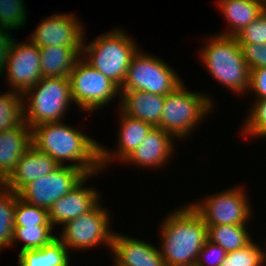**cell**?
Instances as JSON below:
<instances>
[{
	"label": "cell",
	"instance_id": "obj_1",
	"mask_svg": "<svg viewBox=\"0 0 266 266\" xmlns=\"http://www.w3.org/2000/svg\"><path fill=\"white\" fill-rule=\"evenodd\" d=\"M32 143L38 150L51 156L60 166L68 164L92 175L102 170L100 144L63 121L44 123L32 128Z\"/></svg>",
	"mask_w": 266,
	"mask_h": 266
},
{
	"label": "cell",
	"instance_id": "obj_2",
	"mask_svg": "<svg viewBox=\"0 0 266 266\" xmlns=\"http://www.w3.org/2000/svg\"><path fill=\"white\" fill-rule=\"evenodd\" d=\"M160 253L167 266H195L208 239L207 225L191 205L172 212L161 225Z\"/></svg>",
	"mask_w": 266,
	"mask_h": 266
},
{
	"label": "cell",
	"instance_id": "obj_3",
	"mask_svg": "<svg viewBox=\"0 0 266 266\" xmlns=\"http://www.w3.org/2000/svg\"><path fill=\"white\" fill-rule=\"evenodd\" d=\"M200 54L207 71L238 94L248 91L250 70L235 36L214 35Z\"/></svg>",
	"mask_w": 266,
	"mask_h": 266
},
{
	"label": "cell",
	"instance_id": "obj_4",
	"mask_svg": "<svg viewBox=\"0 0 266 266\" xmlns=\"http://www.w3.org/2000/svg\"><path fill=\"white\" fill-rule=\"evenodd\" d=\"M123 30H112L86 45L82 55L85 61L121 88L133 55L138 51L137 43ZM86 46V47H85Z\"/></svg>",
	"mask_w": 266,
	"mask_h": 266
},
{
	"label": "cell",
	"instance_id": "obj_5",
	"mask_svg": "<svg viewBox=\"0 0 266 266\" xmlns=\"http://www.w3.org/2000/svg\"><path fill=\"white\" fill-rule=\"evenodd\" d=\"M23 97L28 99V102L24 100L23 107L24 122L29 127L60 122L73 101L70 79L69 77H42L23 93ZM25 102L28 103L26 106Z\"/></svg>",
	"mask_w": 266,
	"mask_h": 266
},
{
	"label": "cell",
	"instance_id": "obj_6",
	"mask_svg": "<svg viewBox=\"0 0 266 266\" xmlns=\"http://www.w3.org/2000/svg\"><path fill=\"white\" fill-rule=\"evenodd\" d=\"M183 84L182 81L165 95L160 124L157 126L178 139L187 137L200 120L209 115L214 104L207 95L190 92Z\"/></svg>",
	"mask_w": 266,
	"mask_h": 266
},
{
	"label": "cell",
	"instance_id": "obj_7",
	"mask_svg": "<svg viewBox=\"0 0 266 266\" xmlns=\"http://www.w3.org/2000/svg\"><path fill=\"white\" fill-rule=\"evenodd\" d=\"M145 54L140 49L133 55L120 90H138L155 95H167L182 80L161 58Z\"/></svg>",
	"mask_w": 266,
	"mask_h": 266
},
{
	"label": "cell",
	"instance_id": "obj_8",
	"mask_svg": "<svg viewBox=\"0 0 266 266\" xmlns=\"http://www.w3.org/2000/svg\"><path fill=\"white\" fill-rule=\"evenodd\" d=\"M73 102L83 111L104 107L112 98L120 95V88L97 69L87 63L83 56L70 72Z\"/></svg>",
	"mask_w": 266,
	"mask_h": 266
},
{
	"label": "cell",
	"instance_id": "obj_9",
	"mask_svg": "<svg viewBox=\"0 0 266 266\" xmlns=\"http://www.w3.org/2000/svg\"><path fill=\"white\" fill-rule=\"evenodd\" d=\"M105 210L98 202L82 216L65 223L59 239L72 250L94 248L102 243L111 249L114 232L109 228L110 215Z\"/></svg>",
	"mask_w": 266,
	"mask_h": 266
},
{
	"label": "cell",
	"instance_id": "obj_10",
	"mask_svg": "<svg viewBox=\"0 0 266 266\" xmlns=\"http://www.w3.org/2000/svg\"><path fill=\"white\" fill-rule=\"evenodd\" d=\"M86 176L83 170L76 167L60 166L55 171L28 183L17 194L27 203L49 210Z\"/></svg>",
	"mask_w": 266,
	"mask_h": 266
},
{
	"label": "cell",
	"instance_id": "obj_11",
	"mask_svg": "<svg viewBox=\"0 0 266 266\" xmlns=\"http://www.w3.org/2000/svg\"><path fill=\"white\" fill-rule=\"evenodd\" d=\"M231 188L191 204L206 225H246L251 209L245 191Z\"/></svg>",
	"mask_w": 266,
	"mask_h": 266
},
{
	"label": "cell",
	"instance_id": "obj_12",
	"mask_svg": "<svg viewBox=\"0 0 266 266\" xmlns=\"http://www.w3.org/2000/svg\"><path fill=\"white\" fill-rule=\"evenodd\" d=\"M28 42L18 44L14 40L4 68L10 88L20 93L33 87L43 77L40 48L31 41Z\"/></svg>",
	"mask_w": 266,
	"mask_h": 266
},
{
	"label": "cell",
	"instance_id": "obj_13",
	"mask_svg": "<svg viewBox=\"0 0 266 266\" xmlns=\"http://www.w3.org/2000/svg\"><path fill=\"white\" fill-rule=\"evenodd\" d=\"M41 22L29 39L39 48L47 46L83 47L85 32L74 14H56Z\"/></svg>",
	"mask_w": 266,
	"mask_h": 266
},
{
	"label": "cell",
	"instance_id": "obj_14",
	"mask_svg": "<svg viewBox=\"0 0 266 266\" xmlns=\"http://www.w3.org/2000/svg\"><path fill=\"white\" fill-rule=\"evenodd\" d=\"M93 175L95 174L87 175L75 188L51 206L48 214L53 228L55 225L63 226L68 221L82 216L100 202L98 200L100 195L95 188L83 187L87 178Z\"/></svg>",
	"mask_w": 266,
	"mask_h": 266
},
{
	"label": "cell",
	"instance_id": "obj_15",
	"mask_svg": "<svg viewBox=\"0 0 266 266\" xmlns=\"http://www.w3.org/2000/svg\"><path fill=\"white\" fill-rule=\"evenodd\" d=\"M114 266H167L158 247L114 233L111 246Z\"/></svg>",
	"mask_w": 266,
	"mask_h": 266
},
{
	"label": "cell",
	"instance_id": "obj_16",
	"mask_svg": "<svg viewBox=\"0 0 266 266\" xmlns=\"http://www.w3.org/2000/svg\"><path fill=\"white\" fill-rule=\"evenodd\" d=\"M58 167L60 165L51 156L32 145L2 184L12 192L18 193L28 183L55 171Z\"/></svg>",
	"mask_w": 266,
	"mask_h": 266
},
{
	"label": "cell",
	"instance_id": "obj_17",
	"mask_svg": "<svg viewBox=\"0 0 266 266\" xmlns=\"http://www.w3.org/2000/svg\"><path fill=\"white\" fill-rule=\"evenodd\" d=\"M174 136L160 127H153L137 149L124 162L145 167H159L168 162L173 151ZM128 161V162H127Z\"/></svg>",
	"mask_w": 266,
	"mask_h": 266
},
{
	"label": "cell",
	"instance_id": "obj_18",
	"mask_svg": "<svg viewBox=\"0 0 266 266\" xmlns=\"http://www.w3.org/2000/svg\"><path fill=\"white\" fill-rule=\"evenodd\" d=\"M32 145V128L25 122L0 132V184L15 170L22 155Z\"/></svg>",
	"mask_w": 266,
	"mask_h": 266
},
{
	"label": "cell",
	"instance_id": "obj_19",
	"mask_svg": "<svg viewBox=\"0 0 266 266\" xmlns=\"http://www.w3.org/2000/svg\"><path fill=\"white\" fill-rule=\"evenodd\" d=\"M120 131L117 152H109L105 147L100 146V164L105 168L108 162L117 158L122 162L131 155L141 144L143 139L148 135L154 127L152 124L144 122L140 119L132 118L120 111ZM117 153V154H116ZM117 157V158H116ZM113 159V160H111Z\"/></svg>",
	"mask_w": 266,
	"mask_h": 266
},
{
	"label": "cell",
	"instance_id": "obj_20",
	"mask_svg": "<svg viewBox=\"0 0 266 266\" xmlns=\"http://www.w3.org/2000/svg\"><path fill=\"white\" fill-rule=\"evenodd\" d=\"M121 112L157 127L160 124L165 96L138 90H120Z\"/></svg>",
	"mask_w": 266,
	"mask_h": 266
},
{
	"label": "cell",
	"instance_id": "obj_21",
	"mask_svg": "<svg viewBox=\"0 0 266 266\" xmlns=\"http://www.w3.org/2000/svg\"><path fill=\"white\" fill-rule=\"evenodd\" d=\"M81 55L82 47L47 46L40 48L43 77H69Z\"/></svg>",
	"mask_w": 266,
	"mask_h": 266
},
{
	"label": "cell",
	"instance_id": "obj_22",
	"mask_svg": "<svg viewBox=\"0 0 266 266\" xmlns=\"http://www.w3.org/2000/svg\"><path fill=\"white\" fill-rule=\"evenodd\" d=\"M218 6L231 28L221 35L235 36L260 16L266 8V3L263 0H227Z\"/></svg>",
	"mask_w": 266,
	"mask_h": 266
},
{
	"label": "cell",
	"instance_id": "obj_23",
	"mask_svg": "<svg viewBox=\"0 0 266 266\" xmlns=\"http://www.w3.org/2000/svg\"><path fill=\"white\" fill-rule=\"evenodd\" d=\"M245 225H207L208 240L220 245L227 253L246 247L252 242Z\"/></svg>",
	"mask_w": 266,
	"mask_h": 266
},
{
	"label": "cell",
	"instance_id": "obj_24",
	"mask_svg": "<svg viewBox=\"0 0 266 266\" xmlns=\"http://www.w3.org/2000/svg\"><path fill=\"white\" fill-rule=\"evenodd\" d=\"M12 91L0 93V132L24 123L23 93Z\"/></svg>",
	"mask_w": 266,
	"mask_h": 266
},
{
	"label": "cell",
	"instance_id": "obj_25",
	"mask_svg": "<svg viewBox=\"0 0 266 266\" xmlns=\"http://www.w3.org/2000/svg\"><path fill=\"white\" fill-rule=\"evenodd\" d=\"M16 193L0 184V250L12 246Z\"/></svg>",
	"mask_w": 266,
	"mask_h": 266
},
{
	"label": "cell",
	"instance_id": "obj_26",
	"mask_svg": "<svg viewBox=\"0 0 266 266\" xmlns=\"http://www.w3.org/2000/svg\"><path fill=\"white\" fill-rule=\"evenodd\" d=\"M53 226L14 227L12 246L17 241L24 242L20 252L42 248L57 236L52 234ZM15 242V243H14Z\"/></svg>",
	"mask_w": 266,
	"mask_h": 266
},
{
	"label": "cell",
	"instance_id": "obj_27",
	"mask_svg": "<svg viewBox=\"0 0 266 266\" xmlns=\"http://www.w3.org/2000/svg\"><path fill=\"white\" fill-rule=\"evenodd\" d=\"M14 217V227L52 226L47 209L27 203L17 193Z\"/></svg>",
	"mask_w": 266,
	"mask_h": 266
},
{
	"label": "cell",
	"instance_id": "obj_28",
	"mask_svg": "<svg viewBox=\"0 0 266 266\" xmlns=\"http://www.w3.org/2000/svg\"><path fill=\"white\" fill-rule=\"evenodd\" d=\"M26 12L23 0H0V28H20L26 21Z\"/></svg>",
	"mask_w": 266,
	"mask_h": 266
},
{
	"label": "cell",
	"instance_id": "obj_29",
	"mask_svg": "<svg viewBox=\"0 0 266 266\" xmlns=\"http://www.w3.org/2000/svg\"><path fill=\"white\" fill-rule=\"evenodd\" d=\"M264 252L252 241L246 247L228 252L220 266H264Z\"/></svg>",
	"mask_w": 266,
	"mask_h": 266
},
{
	"label": "cell",
	"instance_id": "obj_30",
	"mask_svg": "<svg viewBox=\"0 0 266 266\" xmlns=\"http://www.w3.org/2000/svg\"><path fill=\"white\" fill-rule=\"evenodd\" d=\"M244 123V134L266 137V99L256 100ZM247 133V134H246Z\"/></svg>",
	"mask_w": 266,
	"mask_h": 266
},
{
	"label": "cell",
	"instance_id": "obj_31",
	"mask_svg": "<svg viewBox=\"0 0 266 266\" xmlns=\"http://www.w3.org/2000/svg\"><path fill=\"white\" fill-rule=\"evenodd\" d=\"M239 44L266 43V8L254 21L235 35Z\"/></svg>",
	"mask_w": 266,
	"mask_h": 266
},
{
	"label": "cell",
	"instance_id": "obj_32",
	"mask_svg": "<svg viewBox=\"0 0 266 266\" xmlns=\"http://www.w3.org/2000/svg\"><path fill=\"white\" fill-rule=\"evenodd\" d=\"M69 250L63 242L56 237L49 244L44 245L45 266H69Z\"/></svg>",
	"mask_w": 266,
	"mask_h": 266
},
{
	"label": "cell",
	"instance_id": "obj_33",
	"mask_svg": "<svg viewBox=\"0 0 266 266\" xmlns=\"http://www.w3.org/2000/svg\"><path fill=\"white\" fill-rule=\"evenodd\" d=\"M226 254L227 252L220 245L207 239L198 254L195 266H220Z\"/></svg>",
	"mask_w": 266,
	"mask_h": 266
},
{
	"label": "cell",
	"instance_id": "obj_34",
	"mask_svg": "<svg viewBox=\"0 0 266 266\" xmlns=\"http://www.w3.org/2000/svg\"><path fill=\"white\" fill-rule=\"evenodd\" d=\"M249 70L266 67V43L239 44Z\"/></svg>",
	"mask_w": 266,
	"mask_h": 266
},
{
	"label": "cell",
	"instance_id": "obj_35",
	"mask_svg": "<svg viewBox=\"0 0 266 266\" xmlns=\"http://www.w3.org/2000/svg\"><path fill=\"white\" fill-rule=\"evenodd\" d=\"M248 90L254 91L256 100L266 99V67L250 70Z\"/></svg>",
	"mask_w": 266,
	"mask_h": 266
},
{
	"label": "cell",
	"instance_id": "obj_36",
	"mask_svg": "<svg viewBox=\"0 0 266 266\" xmlns=\"http://www.w3.org/2000/svg\"><path fill=\"white\" fill-rule=\"evenodd\" d=\"M18 266H45L44 246L39 249L19 252Z\"/></svg>",
	"mask_w": 266,
	"mask_h": 266
},
{
	"label": "cell",
	"instance_id": "obj_37",
	"mask_svg": "<svg viewBox=\"0 0 266 266\" xmlns=\"http://www.w3.org/2000/svg\"><path fill=\"white\" fill-rule=\"evenodd\" d=\"M264 263H266V252L265 251H264Z\"/></svg>",
	"mask_w": 266,
	"mask_h": 266
},
{
	"label": "cell",
	"instance_id": "obj_38",
	"mask_svg": "<svg viewBox=\"0 0 266 266\" xmlns=\"http://www.w3.org/2000/svg\"><path fill=\"white\" fill-rule=\"evenodd\" d=\"M225 1H227V0H218V4H221L222 2H225Z\"/></svg>",
	"mask_w": 266,
	"mask_h": 266
}]
</instances>
